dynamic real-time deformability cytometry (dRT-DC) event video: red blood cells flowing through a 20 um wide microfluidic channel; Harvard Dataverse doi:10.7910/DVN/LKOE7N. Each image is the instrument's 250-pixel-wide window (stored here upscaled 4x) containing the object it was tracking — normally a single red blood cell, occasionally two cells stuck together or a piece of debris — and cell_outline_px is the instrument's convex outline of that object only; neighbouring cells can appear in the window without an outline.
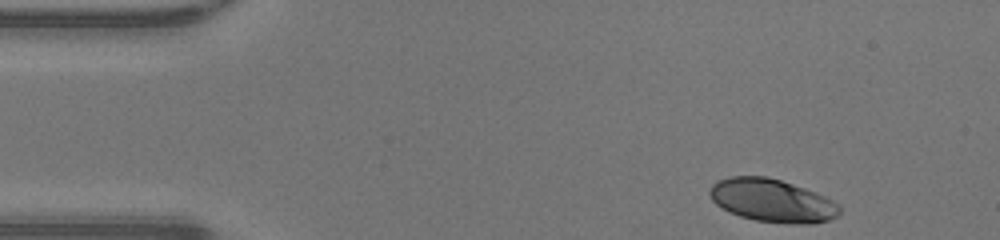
{"species": "human", "species_latin": "Homo sapiens", "temperature_condition": "warm", "stored_images_in_passage": 36, "camera_frame_rate_fps": 3000, "um_per_image_px": 0.085, "donor": {"sex": "male"}, "frame": {"image": 1, "passage_image": 1, "time_ms": 0.0, "image_size_px": [1000, 240], "cell_outline_px": [[840, 212], [836, 216], [828, 220], [812, 224], [792, 224], [756, 220], [740, 216], [728, 212], [716, 204], [708, 196], [708, 188], [716, 180], [728, 176], [768, 176], [816, 192], [840, 204]], "centroid_in_image_um": [65.59, 17.04], "position_along_channel_um": 19.4, "area_um2": 32.83}}
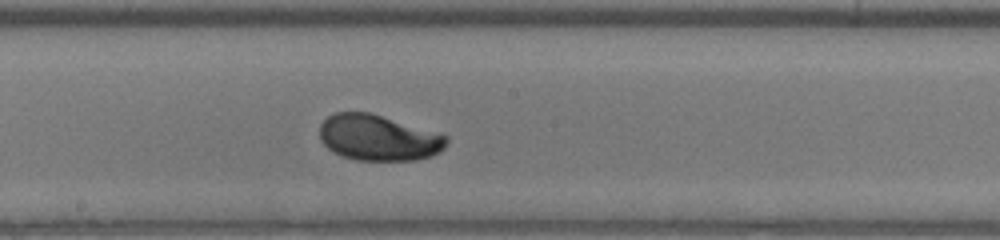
{"frame": {"image": 2, "passage_image": 21, "time_ms": 6.667, "image_size_px": [1000, 240], "cell_outline_px": [[448, 140], [444, 148], [440, 152], [432, 156], [416, 160], [356, 160], [344, 156], [328, 148], [320, 140], [320, 124], [328, 116], [336, 112], [368, 112], [440, 132], [448, 136]], "centroid_in_image_um": [32.2, 11.7], "position_along_channel_um": 216.0, "area_um2": 33.99}}
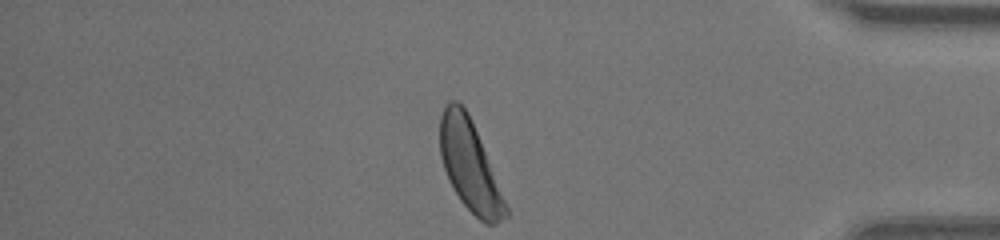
{"frame": {"image": 3, "passage_image": 36, "time_ms": 11.667, "image_size_px": [1000, 240], "cell_outline_px": [[508, 216], [492, 224], [484, 224], [460, 200], [448, 180], [440, 156], [440, 116], [448, 100], [456, 100], [468, 112], [480, 140], [508, 208]], "centroid_in_image_um": [39.9, 14.07], "position_along_channel_um": 395.3, "area_um2": 33.99}, "authors_computed_cell_mechanics": {"area_um2": 33.8708, "velocity_mm_per_s": 4.2917, "shape_relaxation_time_tau1_ms": 2.0897, "shape_relaxation_time_tau2_ms": null, "deformation_change_tau1": 0.1468, "deformation_change_tau2": null}}